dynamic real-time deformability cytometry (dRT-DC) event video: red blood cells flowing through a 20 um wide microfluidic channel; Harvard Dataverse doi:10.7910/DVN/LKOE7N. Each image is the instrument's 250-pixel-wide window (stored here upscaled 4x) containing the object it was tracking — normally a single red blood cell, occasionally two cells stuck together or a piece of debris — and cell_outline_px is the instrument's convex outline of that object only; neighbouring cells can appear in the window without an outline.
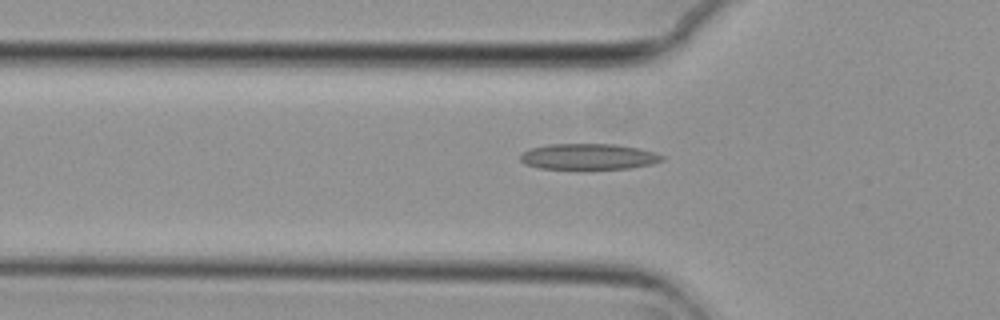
{"species": "common noctule bat (a hibernating species)", "species_latin": "Nyctalus noctula", "temperature_condition": "cold", "stored_images_in_passage": 51, "camera_frame_rate_fps": 3000, "um_per_image_px": 0.085, "animal": {"sex": "female", "body_mass_g": 29.2, "forearm_length_mm": 56.3}, "frame": {"image": 1, "passage_image": 18, "time_ms": 5.667, "image_size_px": [1000, 320], "cell_outline_px": [[664, 160], [652, 164], [632, 168], [540, 168], [524, 164], [520, 160], [520, 156], [528, 148], [548, 144], [616, 144], [656, 152], [664, 156]], "centroid_in_image_um": [50.03, 13.3], "position_along_channel_um": 75.8, "area_um2": 21.27}}
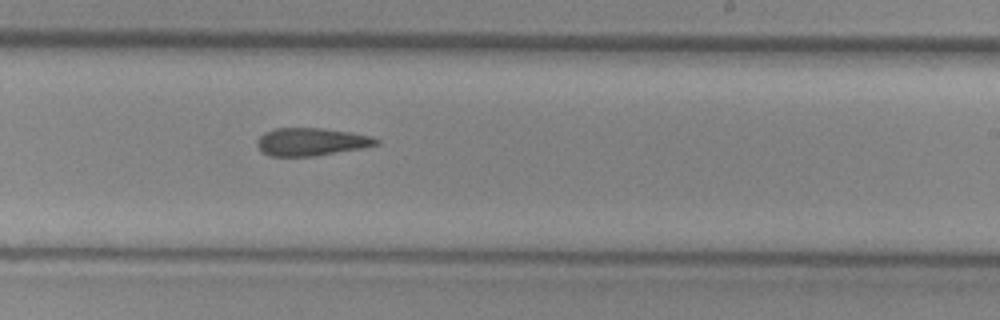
{"frame": {"image": 2, "passage_image": 33, "time_ms": 10.667, "image_size_px": [1000, 320], "cell_outline_px": [[380, 144], [364, 148], [312, 156], [268, 156], [260, 152], [256, 144], [256, 140], [264, 132], [276, 128], [320, 128], [352, 132], [372, 136], [380, 140]], "centroid_in_image_um": [26.45, 12.05], "position_along_channel_um": 262.6, "area_um2": 19.54}}
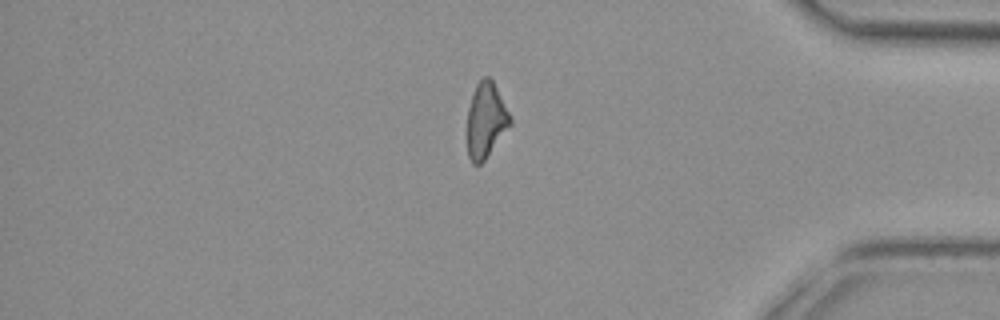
{"frame": {"image": 3, "passage_image": 46, "time_ms": 15.0, "image_size_px": [1000, 320], "cell_outline_px": [[512, 124], [484, 160], [480, 164], [472, 164], [468, 156], [468, 108], [476, 84], [484, 76], [488, 76], [492, 80], [512, 120]], "centroid_in_image_um": [41.3, 10.24], "position_along_channel_um": 393.9, "area_um2": 18.44}}